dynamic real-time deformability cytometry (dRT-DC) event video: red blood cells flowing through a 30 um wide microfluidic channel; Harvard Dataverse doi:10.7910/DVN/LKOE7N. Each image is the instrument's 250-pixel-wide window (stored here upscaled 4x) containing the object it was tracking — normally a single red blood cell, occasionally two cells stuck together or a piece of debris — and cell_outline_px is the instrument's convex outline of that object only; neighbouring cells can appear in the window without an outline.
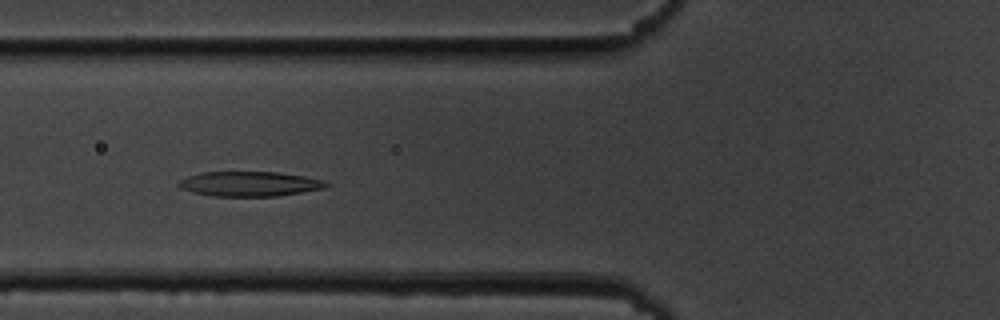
{"species": "common noctule bat (a hibernating species)", "species_latin": "Nyctalus noctula", "temperature_condition": "cold", "stored_images_in_passage": 25, "camera_frame_rate_fps": 3000, "um_per_image_px": 0.085, "animal": {"sex": "male", "body_mass_g": 19.5, "forearm_length_mm": 54.6}, "frame": {"image": 1, "passage_image": 7, "time_ms": 2.0, "image_size_px": [1000, 320], "cell_outline_px": [[332, 184], [324, 188], [276, 196], [212, 196], [192, 192], [180, 188], [176, 184], [180, 180], [188, 176], [204, 172], [276, 172], [304, 176], [324, 180]], "centroid_in_image_um": [21.21, 15.63], "position_along_channel_um": 104.6, "area_um2": 21.27}}
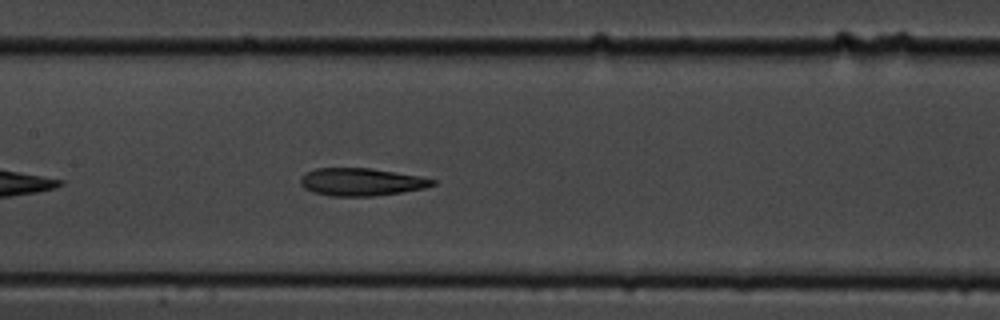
{"frame": {"image": 2, "passage_image": 13, "time_ms": 4.0, "image_size_px": [1000, 320], "cell_outline_px": [[436, 184], [424, 188], [400, 192], [372, 196], [328, 196], [312, 192], [304, 188], [300, 184], [300, 176], [304, 172], [316, 168], [368, 168], [396, 172], [420, 176], [436, 180]], "centroid_in_image_um": [30.65, 15.46], "position_along_channel_um": 176.7, "area_um2": 21.39}}
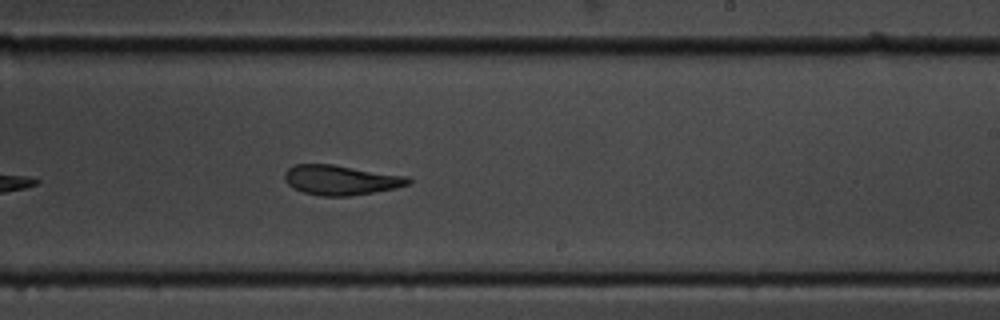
{"frame": {"image": 3, "passage_image": 20, "time_ms": 6.333, "image_size_px": [1000, 320], "cell_outline_px": [[412, 184], [396, 188], [348, 196], [320, 196], [304, 192], [292, 188], [284, 180], [284, 172], [288, 168], [296, 164], [332, 164], [408, 176], [412, 180]], "centroid_in_image_um": [28.97, 15.3], "position_along_channel_um": 260.0, "area_um2": 21.62}}